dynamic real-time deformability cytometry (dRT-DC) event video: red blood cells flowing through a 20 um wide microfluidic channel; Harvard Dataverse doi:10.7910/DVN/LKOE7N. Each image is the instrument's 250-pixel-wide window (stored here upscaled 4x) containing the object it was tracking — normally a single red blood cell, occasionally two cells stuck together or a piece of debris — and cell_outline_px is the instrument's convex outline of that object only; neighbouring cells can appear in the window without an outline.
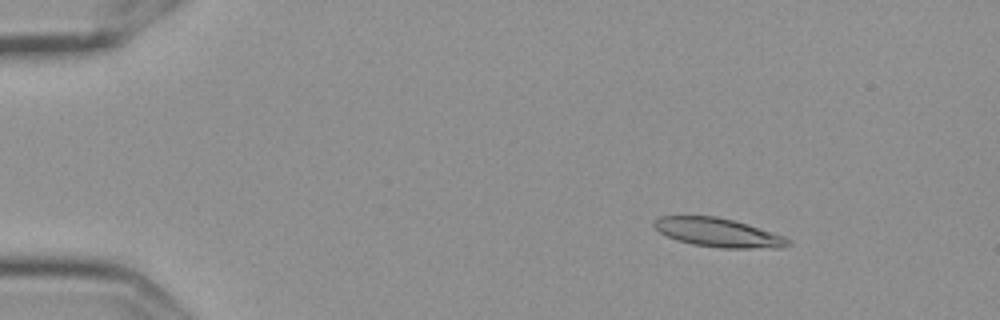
{"species": "Egyptian fruit bat (a non-hibernating species)", "species_latin": "Rousettus aegyptiacus", "temperature_condition": "cold", "stored_images_in_passage": 21, "camera_frame_rate_fps": 3000, "um_per_image_px": 0.085, "frame": {"image": 1, "passage_image": 9, "time_ms": 2.667, "image_size_px": [1000, 320], "cell_outline_px": [[792, 244], [780, 248], [720, 248], [692, 244], [676, 240], [660, 232], [652, 224], [660, 216], [716, 216], [748, 224], [784, 236], [792, 240]], "centroid_in_image_um": [61.08, 19.78], "position_along_channel_um": 23.9, "area_um2": 22.48}}
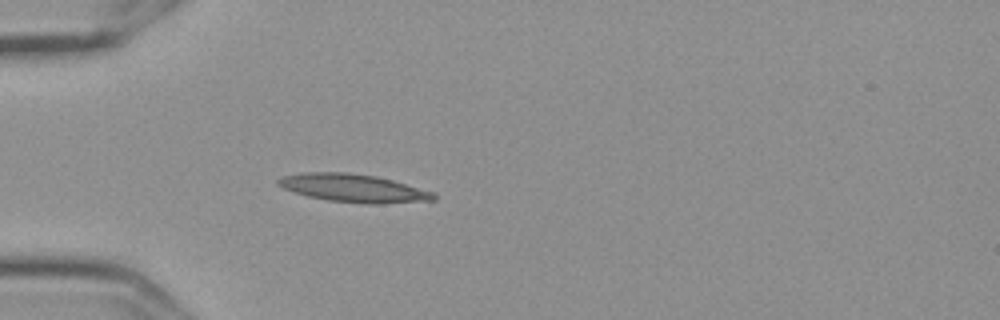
{"frame": {"image": 2, "passage_image": 18, "time_ms": 5.667, "image_size_px": [1000, 320], "cell_outline_px": [[436, 200], [384, 204], [364, 204], [328, 200], [308, 196], [284, 188], [276, 184], [276, 180], [280, 176], [304, 172], [348, 172], [376, 176], [392, 180], [436, 192]], "centroid_in_image_um": [30.07, 15.99], "position_along_channel_um": 54.9, "area_um2": 25.66}}